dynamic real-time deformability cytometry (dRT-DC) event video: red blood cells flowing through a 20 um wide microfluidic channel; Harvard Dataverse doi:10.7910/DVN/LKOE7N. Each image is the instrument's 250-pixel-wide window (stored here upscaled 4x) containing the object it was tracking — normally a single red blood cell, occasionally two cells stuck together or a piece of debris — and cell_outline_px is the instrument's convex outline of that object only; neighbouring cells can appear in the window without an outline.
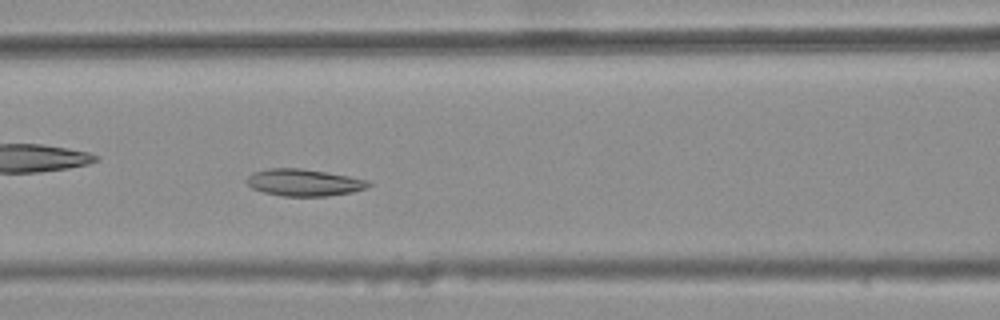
{"species": "common noctule bat (a hibernating species)", "species_latin": "Nyctalus noctula", "temperature_condition": "warm", "stored_images_in_passage": 43, "camera_frame_rate_fps": 3000, "um_per_image_px": 0.085, "animal": {"sex": "female", "body_mass_g": 25.1}, "frame": {"image": 1, "passage_image": 20, "time_ms": 6.333, "image_size_px": [1000, 320], "cell_outline_px": [[372, 184], [368, 188], [352, 192], [328, 196], [284, 196], [264, 192], [252, 188], [244, 180], [252, 172], [268, 168], [300, 168], [348, 176], [368, 180]], "centroid_in_image_um": [25.82, 15.51], "position_along_channel_um": 140.8, "area_um2": 19.13}}
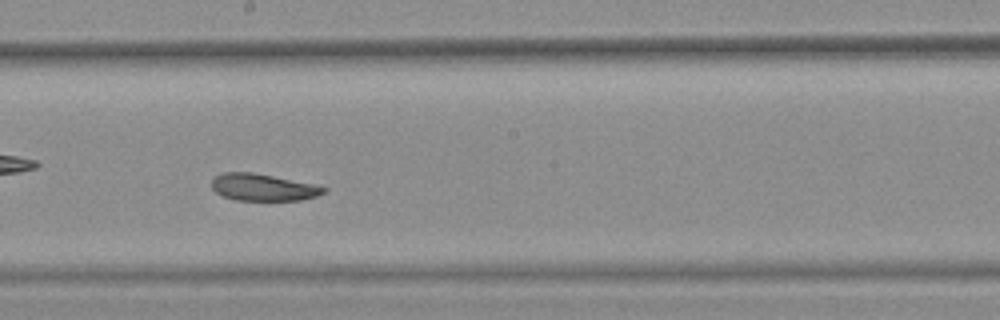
{"frame": {"image": 2, "passage_image": 27, "time_ms": 8.667, "image_size_px": [1000, 320], "cell_outline_px": [[328, 188], [324, 192], [316, 196], [300, 200], [236, 200], [224, 196], [216, 192], [212, 188], [212, 180], [216, 176], [224, 172], [252, 172], [312, 184]], "centroid_in_image_um": [22.33, 15.92], "position_along_channel_um": 225.9, "area_um2": 17.28}}
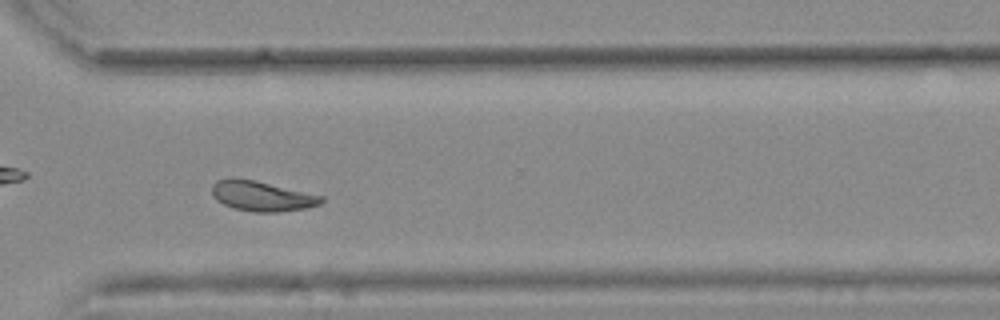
{"frame": {"image": 3, "passage_image": 37, "time_ms": 12.0, "image_size_px": [1000, 320], "cell_outline_px": [[324, 200], [320, 204], [304, 208], [276, 212], [256, 212], [236, 208], [224, 204], [216, 200], [212, 196], [212, 184], [216, 180], [232, 176], [252, 180], [324, 196]], "centroid_in_image_um": [22.21, 16.65], "position_along_channel_um": 348.4, "area_um2": 19.02}, "authors_computed_cell_mechanics": {"area_um2": 19.2474, "velocity_mm_per_s": 3.6605, "shape_relaxation_time_tau1_ms": null, "shape_relaxation_time_tau2_ms": 5.2297, "deformation_change_tau1": null, "deformation_change_tau2": 0.1077}}